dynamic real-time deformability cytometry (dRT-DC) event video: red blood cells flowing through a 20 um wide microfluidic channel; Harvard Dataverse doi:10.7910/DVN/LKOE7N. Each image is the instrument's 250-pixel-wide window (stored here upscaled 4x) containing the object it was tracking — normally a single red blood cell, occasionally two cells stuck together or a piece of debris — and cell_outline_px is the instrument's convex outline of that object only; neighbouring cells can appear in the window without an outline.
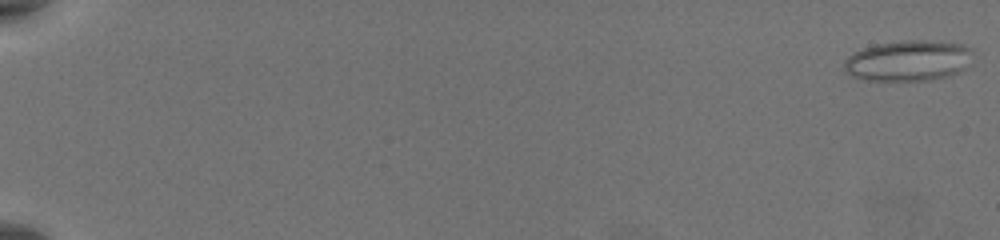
{"species": "common noctule bat (a hibernating species)", "species_latin": "Nyctalus noctula", "temperature_condition": "warm", "stored_images_in_passage": 47, "camera_frame_rate_fps": 3000, "um_per_image_px": 0.085, "animal": {"sex": "female", "body_mass_g": 19.5, "forearm_length_mm": 54.1}, "frame": {"image": 1, "passage_image": 1, "time_ms": 0.0, "image_size_px": [1000, 240], "cell_outline_px": [[972, 64], [948, 76], [932, 80], [868, 80], [852, 76], [844, 68], [844, 60], [848, 56], [864, 48], [876, 44], [908, 40], [920, 40], [960, 44], [972, 48]], "centroid_in_image_um": [77.24, 5.16], "position_along_channel_um": 7.8, "area_um2": 30.35}}
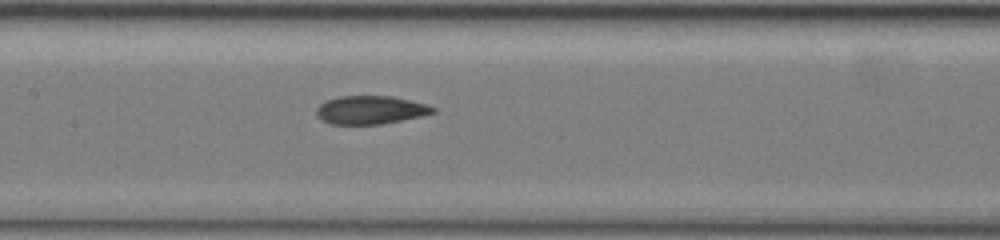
{"frame": {"image": 2, "passage_image": 26, "time_ms": 8.333, "image_size_px": [1000, 240], "cell_outline_px": [[436, 112], [420, 116], [380, 124], [332, 124], [316, 116], [316, 108], [324, 100], [336, 96], [392, 96], [428, 104], [436, 108]], "centroid_in_image_um": [31.47, 9.33], "position_along_channel_um": 175.9, "area_um2": 19.25}}
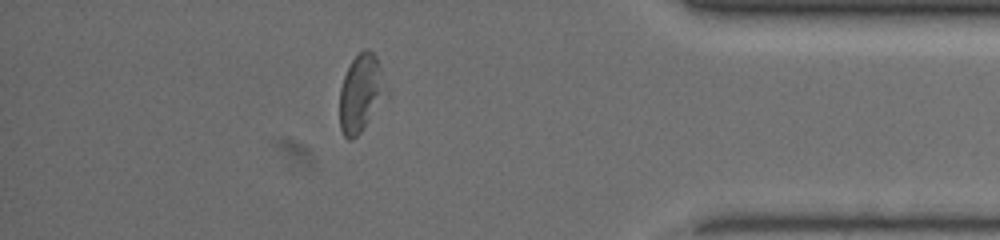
{"frame": {"image": 3, "passage_image": 42, "time_ms": 13.667, "image_size_px": [1000, 240], "cell_outline_px": [[380, 92], [360, 132], [352, 140], [348, 140], [344, 136], [340, 128], [340, 88], [344, 76], [352, 60], [364, 48], [368, 48], [376, 56], [380, 68]], "centroid_in_image_um": [30.51, 7.88], "position_along_channel_um": 404.7, "area_um2": 18.73}, "authors_computed_cell_mechanics": {"area_um2": 20.808, "velocity_mm_per_s": 3.8479, "shape_relaxation_time_tau1_ms": 11.254, "shape_relaxation_time_tau2_ms": 1.6961, "deformation_change_tau1": 0.2692, "deformation_change_tau2": 0.0778}}